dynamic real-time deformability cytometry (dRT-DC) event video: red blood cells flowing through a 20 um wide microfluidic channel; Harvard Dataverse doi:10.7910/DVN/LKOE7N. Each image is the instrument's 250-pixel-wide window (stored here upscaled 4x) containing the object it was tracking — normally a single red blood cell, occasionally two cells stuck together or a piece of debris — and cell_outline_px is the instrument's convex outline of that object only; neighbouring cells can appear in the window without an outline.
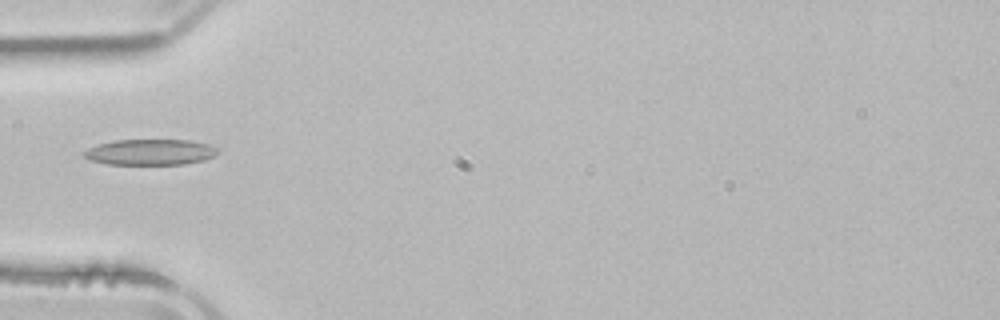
{"species": "common noctule bat (a hibernating species)", "species_latin": "Nyctalus noctula", "temperature_condition": "room temperature", "stored_images_in_passage": 2, "camera_frame_rate_fps": 3000, "um_per_image_px": 0.085, "animal": {"sex": "male", "body_mass_g": 21.5, "forearm_length_mm": 52.0}, "frame": {"image": 1, "passage_image": 2, "time_ms": 2.0, "image_size_px": [1000, 320], "cell_outline_px": [[216, 156], [204, 160], [184, 164], [108, 164], [88, 160], [84, 156], [84, 152], [88, 148], [112, 140], [192, 140], [208, 144], [216, 148]], "centroid_in_image_um": [12.77, 12.93], "position_along_channel_um": 72.2, "area_um2": 20.06}}